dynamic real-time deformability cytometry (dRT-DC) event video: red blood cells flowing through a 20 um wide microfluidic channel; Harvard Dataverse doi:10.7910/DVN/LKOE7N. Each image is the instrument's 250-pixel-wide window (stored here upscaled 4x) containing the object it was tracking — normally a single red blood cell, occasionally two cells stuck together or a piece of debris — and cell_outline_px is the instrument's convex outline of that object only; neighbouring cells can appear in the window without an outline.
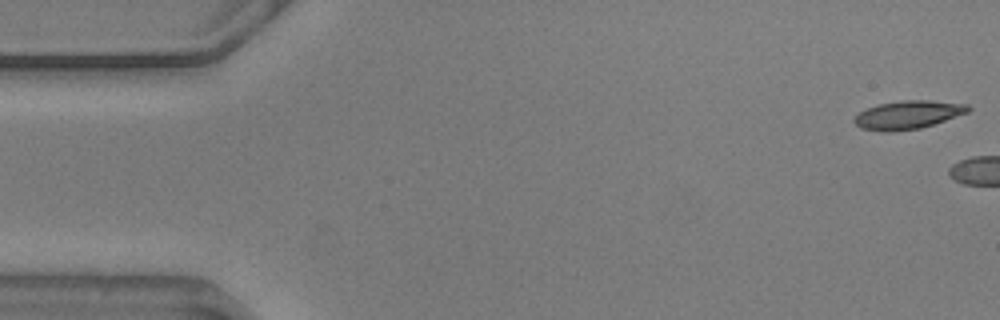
{"species": "common noctule bat (a hibernating species)", "species_latin": "Nyctalus noctula", "temperature_condition": "warm", "stored_images_in_passage": 5, "camera_frame_rate_fps": 3000, "um_per_image_px": 0.085, "animal": {"sex": "male", "body_mass_g": 20.5, "forearm_length_mm": 52.5}, "frame": {"image": 1, "passage_image": 1, "time_ms": 0.0, "image_size_px": [1000, 320], "cell_outline_px": [[972, 108], [968, 112], [920, 128], [892, 132], [888, 132], [860, 128], [852, 120], [860, 112], [868, 108], [880, 104], [904, 100], [932, 100], [968, 104]], "centroid_in_image_um": [77.19, 9.75], "position_along_channel_um": 7.8, "area_um2": 18.61}}